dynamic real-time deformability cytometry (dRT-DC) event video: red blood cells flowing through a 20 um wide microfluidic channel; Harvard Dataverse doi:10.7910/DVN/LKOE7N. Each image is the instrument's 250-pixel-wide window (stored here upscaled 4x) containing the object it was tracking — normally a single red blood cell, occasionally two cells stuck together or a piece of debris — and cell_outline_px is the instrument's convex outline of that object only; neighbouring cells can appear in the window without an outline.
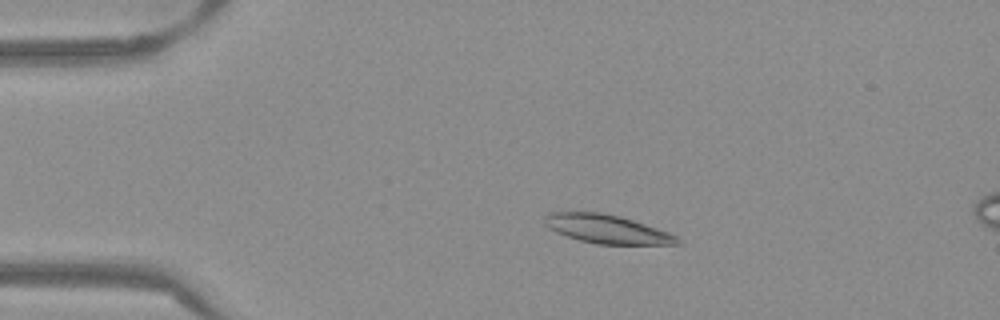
{"species": "Egyptian fruit bat (a non-hibernating species)", "species_latin": "Rousettus aegyptiacus", "temperature_condition": "warm", "stored_images_in_passage": 13, "camera_frame_rate_fps": 3000, "um_per_image_px": 0.085, "frame": {"image": 1, "passage_image": 8, "time_ms": 2.333, "image_size_px": [1000, 320], "cell_outline_px": [[684, 244], [596, 244], [580, 240], [556, 232], [548, 228], [544, 224], [544, 216], [548, 212], [600, 212], [620, 216], [668, 232], [676, 236]], "centroid_in_image_um": [51.55, 19.46], "position_along_channel_um": 33.4, "area_um2": 22.02}}